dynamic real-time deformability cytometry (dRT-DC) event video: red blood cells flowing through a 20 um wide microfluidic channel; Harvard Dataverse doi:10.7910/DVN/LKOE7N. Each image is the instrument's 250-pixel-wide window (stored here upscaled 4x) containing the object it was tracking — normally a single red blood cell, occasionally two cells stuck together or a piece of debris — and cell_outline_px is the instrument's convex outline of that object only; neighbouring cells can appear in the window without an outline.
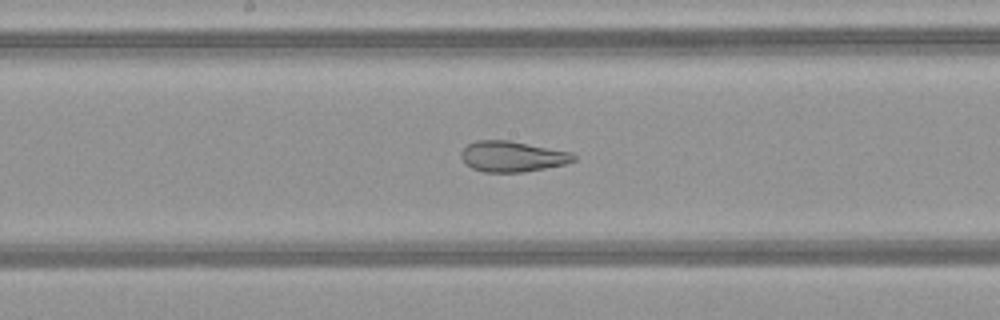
{"species": "common noctule bat (a hibernating species)", "species_latin": "Nyctalus noctula", "temperature_condition": "warm", "stored_images_in_passage": 35, "camera_frame_rate_fps": 3000, "um_per_image_px": 0.085, "animal": {"sex": "female", "body_mass_g": 21.9}, "frame": {"image": 1, "passage_image": 12, "time_ms": 3.667, "image_size_px": [1000, 320], "cell_outline_px": [[576, 160], [564, 164], [524, 172], [484, 172], [472, 168], [464, 164], [460, 156], [460, 152], [468, 144], [476, 140], [508, 140], [572, 152], [576, 156]], "centroid_in_image_um": [43.52, 13.3], "position_along_channel_um": 204.7, "area_um2": 20.17}}
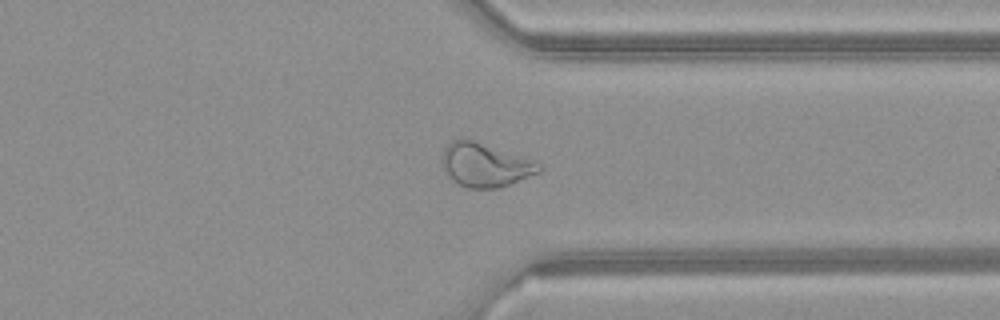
{"frame": {"image": 2, "passage_image": 24, "time_ms": 7.667, "image_size_px": [1000, 320], "cell_outline_px": [[544, 168], [540, 172], [500, 188], [468, 188], [452, 180], [448, 176], [444, 168], [444, 148], [452, 140], [460, 136], [464, 136], [536, 160]], "centroid_in_image_um": [41.28, 13.98], "position_along_channel_um": 370.1, "area_um2": 25.09}}
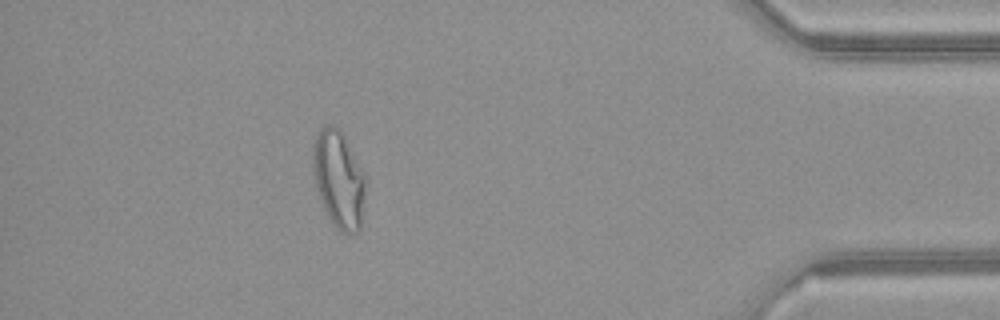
{"frame": {"image": 3, "passage_image": 30, "time_ms": 9.667, "image_size_px": [1000, 320], "cell_outline_px": [[368, 176], [360, 228], [356, 232], [340, 232], [332, 224], [320, 200], [312, 172], [312, 144], [320, 128], [324, 124], [336, 124], [344, 132]], "centroid_in_image_um": [28.81, 15.15], "position_along_channel_um": 406.4, "area_um2": 31.1}, "authors_computed_cell_mechanics": {"area_um2": 22.831, "velocity_mm_per_s": 4.1678, "shape_relaxation_time_tau1_ms": null, "shape_relaxation_time_tau2_ms": 1.3743, "deformation_change_tau1": null, "deformation_change_tau2": 0.0997}}